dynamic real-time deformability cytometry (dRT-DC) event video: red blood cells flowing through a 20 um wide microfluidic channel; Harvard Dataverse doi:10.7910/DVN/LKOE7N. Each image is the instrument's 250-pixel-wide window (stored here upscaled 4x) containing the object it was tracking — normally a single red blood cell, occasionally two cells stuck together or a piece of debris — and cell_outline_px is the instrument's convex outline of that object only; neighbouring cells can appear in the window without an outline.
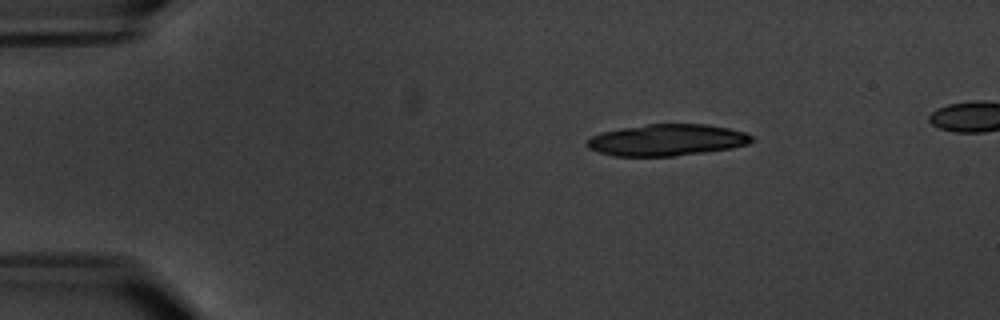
{"species": "common noctule bat (a hibernating species)", "species_latin": "Nyctalus noctula", "temperature_condition": "warm", "stored_images_in_passage": 6, "camera_frame_rate_fps": 3000, "um_per_image_px": 0.085, "animal": {"sex": "male", "body_mass_g": 20.1, "forearm_length_mm": 53.5}, "frame": {"image": 1, "passage_image": 3, "time_ms": 3.0, "image_size_px": [1000, 320], "cell_outline_px": [[752, 140], [748, 144], [732, 148], [704, 152], [672, 156], [612, 156], [588, 148], [588, 140], [592, 136], [600, 132], [620, 128], [648, 124], [708, 124], [728, 128], [744, 132], [752, 136]], "centroid_in_image_um": [56.68, 11.9], "position_along_channel_um": 28.3, "area_um2": 30.17}}